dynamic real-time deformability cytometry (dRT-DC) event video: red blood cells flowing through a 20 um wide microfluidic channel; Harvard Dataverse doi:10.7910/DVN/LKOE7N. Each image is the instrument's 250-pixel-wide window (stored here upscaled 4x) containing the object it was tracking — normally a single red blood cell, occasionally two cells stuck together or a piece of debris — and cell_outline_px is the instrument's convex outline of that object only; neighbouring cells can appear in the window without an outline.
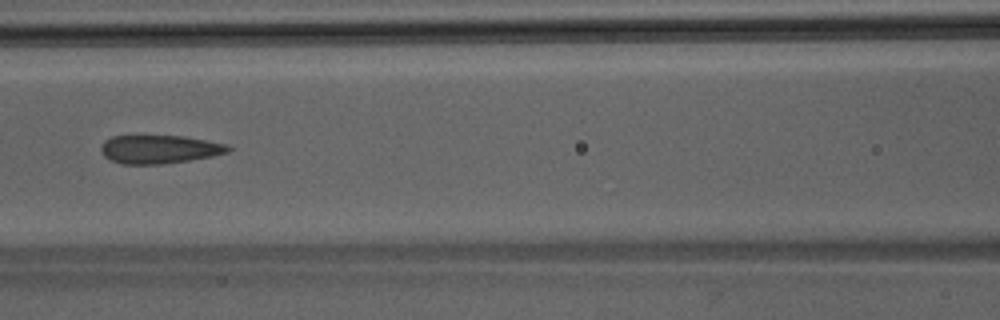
{"species": "Egyptian fruit bat (a non-hibernating species)", "species_latin": "Rousettus aegyptiacus", "temperature_condition": "room temperature", "stored_images_in_passage": 6, "camera_frame_rate_fps": 3000, "um_per_image_px": 0.085, "animal": {"sex": "male"}, "frame": {"image": 1, "passage_image": 6, "time_ms": 1.667, "image_size_px": [1000, 320], "cell_outline_px": [[232, 148], [228, 152], [212, 156], [164, 164], [124, 164], [112, 160], [104, 156], [100, 148], [104, 140], [112, 136], [184, 136], [228, 144]], "centroid_in_image_um": [13.56, 12.68], "position_along_channel_um": 153.0, "area_um2": 20.98}}